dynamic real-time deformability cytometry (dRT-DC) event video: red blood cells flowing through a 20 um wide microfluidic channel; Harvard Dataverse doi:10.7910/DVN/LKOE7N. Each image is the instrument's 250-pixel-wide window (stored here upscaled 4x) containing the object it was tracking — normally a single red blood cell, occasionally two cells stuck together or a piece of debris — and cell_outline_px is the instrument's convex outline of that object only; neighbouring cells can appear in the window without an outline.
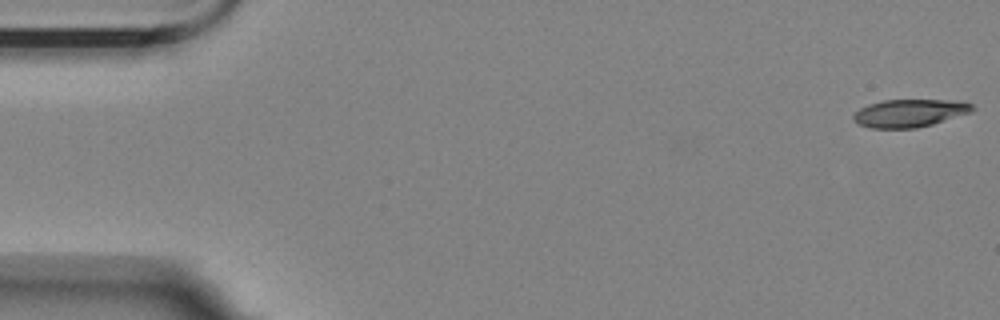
{"species": "Egyptian fruit bat (a non-hibernating species)", "species_latin": "Rousettus aegyptiacus", "temperature_condition": "room temperature", "stored_images_in_passage": 17, "camera_frame_rate_fps": 3000, "um_per_image_px": 0.085, "animal": {"sex": "female"}, "frame": {"image": 1, "passage_image": 1, "time_ms": 0.0, "image_size_px": [1000, 320], "cell_outline_px": [[976, 108], [972, 112], [932, 124], [916, 128], [872, 128], [856, 124], [852, 116], [860, 108], [868, 104], [884, 100], [956, 100], [972, 104]], "centroid_in_image_um": [77.32, 9.61], "position_along_channel_um": 7.7, "area_um2": 19.31}}
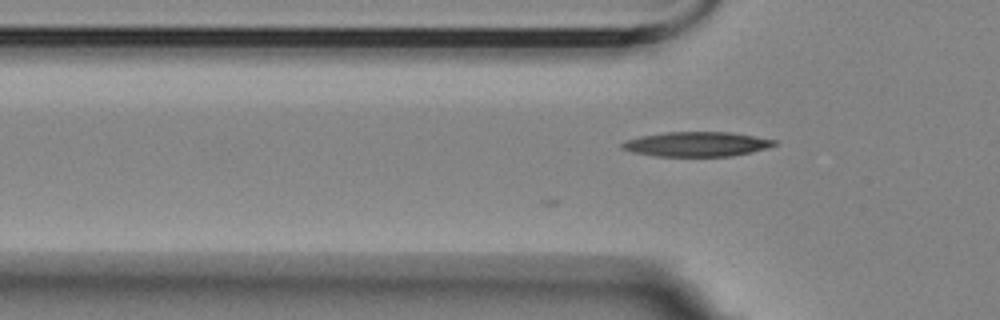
{"frame": {"image": 2, "passage_image": 17, "time_ms": 5.333, "image_size_px": [1000, 320], "cell_outline_px": [[776, 144], [768, 148], [752, 152], [732, 156], [656, 156], [632, 152], [620, 148], [620, 144], [628, 140], [640, 136], [664, 132], [732, 132], [756, 136], [776, 140]], "centroid_in_image_um": [59.23, 12.25], "position_along_channel_um": 66.6, "area_um2": 21.96}}